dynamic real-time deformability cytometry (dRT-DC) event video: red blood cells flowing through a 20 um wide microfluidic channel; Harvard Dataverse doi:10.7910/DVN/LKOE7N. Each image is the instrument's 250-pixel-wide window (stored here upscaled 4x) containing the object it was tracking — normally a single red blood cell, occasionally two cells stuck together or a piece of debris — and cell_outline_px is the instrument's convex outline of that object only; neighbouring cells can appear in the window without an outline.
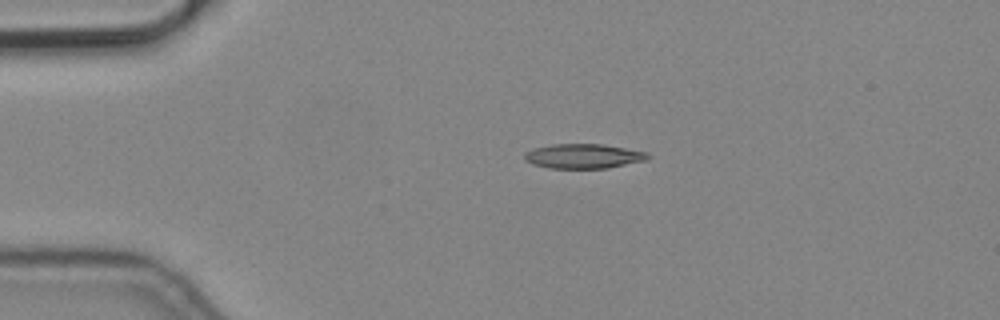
{"species": "common noctule bat (a hibernating species)", "species_latin": "Nyctalus noctula", "temperature_condition": "cold", "stored_images_in_passage": 2, "camera_frame_rate_fps": 3000, "um_per_image_px": 0.085, "animal": {"sex": "male", "body_mass_g": 19.2, "forearm_length_mm": 51.8}, "frame": {"image": 1, "passage_image": 1, "time_ms": 0.0, "image_size_px": [1000, 320], "cell_outline_px": [[652, 156], [648, 160], [608, 168], [548, 168], [532, 164], [524, 160], [524, 152], [532, 148], [552, 144], [604, 144], [648, 152]], "centroid_in_image_um": [49.6, 13.27], "position_along_channel_um": 35.4, "area_um2": 17.98}}